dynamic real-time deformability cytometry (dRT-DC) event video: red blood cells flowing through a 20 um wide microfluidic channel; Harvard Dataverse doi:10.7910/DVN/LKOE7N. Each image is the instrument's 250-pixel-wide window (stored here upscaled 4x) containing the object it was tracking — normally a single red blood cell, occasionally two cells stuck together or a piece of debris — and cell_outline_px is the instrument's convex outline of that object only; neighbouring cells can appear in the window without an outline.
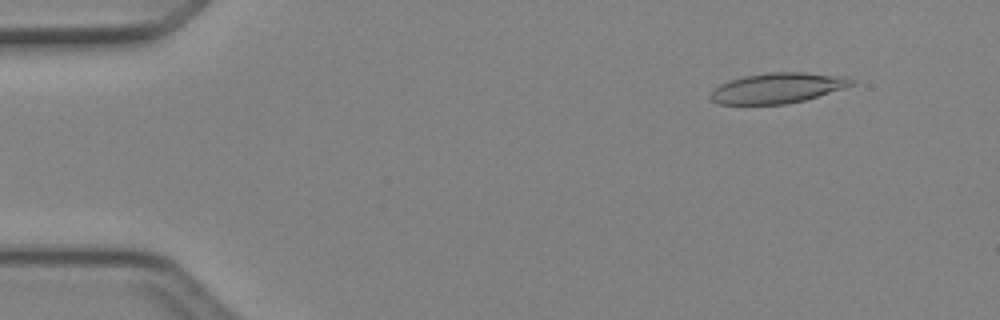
{"species": "Egyptian fruit bat (a non-hibernating species)", "species_latin": "Rousettus aegyptiacus", "temperature_condition": "cold", "stored_images_in_passage": 47, "camera_frame_rate_fps": 3000, "um_per_image_px": 0.085, "animal": {"sex": "female"}, "frame": {"image": 1, "passage_image": 5, "time_ms": 1.333, "image_size_px": [1000, 320], "cell_outline_px": [[856, 84], [844, 88], [804, 100], [784, 104], [716, 104], [708, 96], [712, 88], [720, 84], [744, 76], [768, 72], [804, 72], [848, 76], [856, 80]], "centroid_in_image_um": [66.11, 7.47], "position_along_channel_um": 18.9, "area_um2": 25.14}}
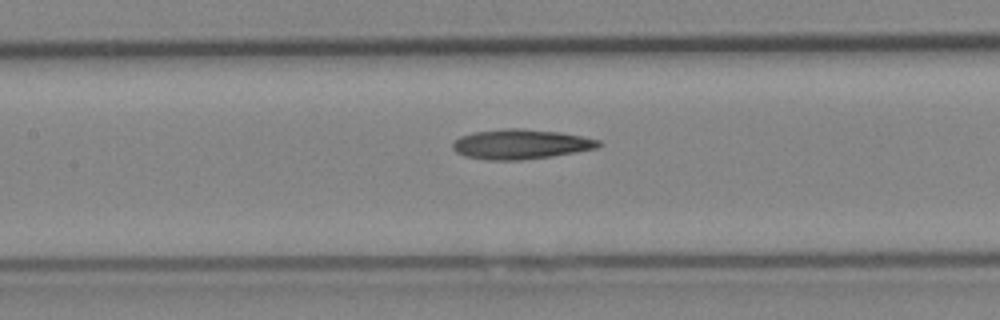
{"frame": {"image": 2, "passage_image": 22, "time_ms": 7.0, "image_size_px": [1000, 320], "cell_outline_px": [[604, 144], [596, 148], [576, 152], [552, 156], [520, 160], [488, 160], [464, 156], [456, 152], [452, 148], [452, 144], [460, 136], [472, 132], [504, 128], [520, 128], [560, 132], [600, 140]], "centroid_in_image_um": [44.25, 12.25], "position_along_channel_um": 163.2, "area_um2": 25.43}}
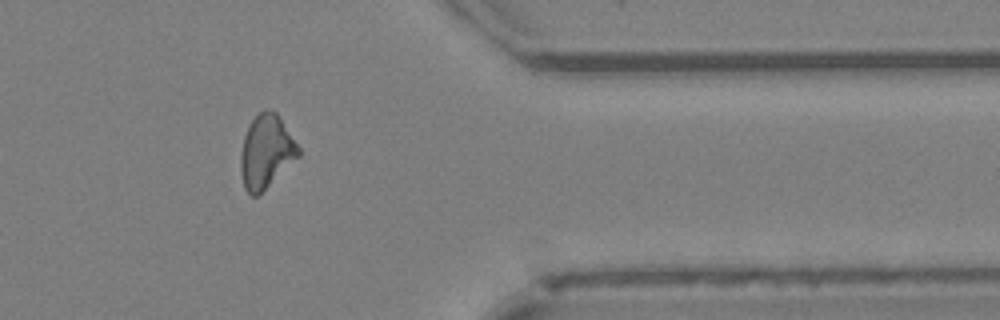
{"frame": {"image": 3, "passage_image": 39, "time_ms": 12.667, "image_size_px": [1000, 320], "cell_outline_px": [[300, 156], [256, 196], [252, 196], [244, 188], [240, 172], [240, 152], [244, 136], [252, 120], [264, 108], [276, 112], [300, 148]], "centroid_in_image_um": [22.61, 12.88], "position_along_channel_um": 388.8, "area_um2": 24.39}, "authors_computed_cell_mechanics": {"area_um2": 24.7384, "velocity_mm_per_s": 4.2689, "shape_relaxation_time_tau1_ms": null, "shape_relaxation_time_tau2_ms": 9.3339, "deformation_change_tau1": null, "deformation_change_tau2": 0.2309}}